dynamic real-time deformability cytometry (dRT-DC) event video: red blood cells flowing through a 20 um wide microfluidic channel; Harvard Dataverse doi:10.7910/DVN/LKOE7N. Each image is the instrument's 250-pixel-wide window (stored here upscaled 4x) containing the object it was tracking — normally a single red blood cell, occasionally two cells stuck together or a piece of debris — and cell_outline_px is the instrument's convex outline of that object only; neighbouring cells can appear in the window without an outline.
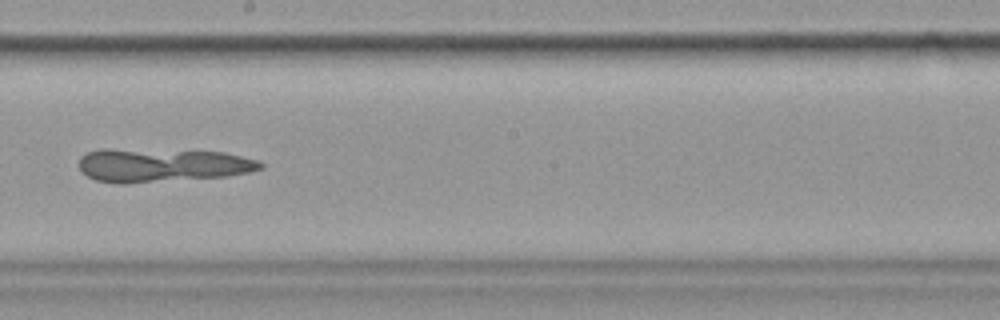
{"species": "common noctule bat (a hibernating species)", "species_latin": "Nyctalus noctula", "temperature_condition": "cold", "stored_images_in_passage": 41, "segment_of_instrument_passage": [1, 2], "camera_frame_rate_fps": 3000, "um_per_image_px": 0.085, "animal": {"sex": "female", "body_mass_g": 19.9}, "frame": {"image": 1, "passage_image": 16, "time_ms": 5.0, "image_size_px": [1000, 320], "cell_outline_px": [[264, 168], [248, 172], [224, 176], [124, 184], [120, 184], [96, 180], [80, 172], [80, 156], [88, 152], [100, 148], [108, 148], [224, 152], [260, 160], [264, 164]], "centroid_in_image_um": [13.75, 14.03], "position_along_channel_um": 234.5, "area_um2": 35.66}}